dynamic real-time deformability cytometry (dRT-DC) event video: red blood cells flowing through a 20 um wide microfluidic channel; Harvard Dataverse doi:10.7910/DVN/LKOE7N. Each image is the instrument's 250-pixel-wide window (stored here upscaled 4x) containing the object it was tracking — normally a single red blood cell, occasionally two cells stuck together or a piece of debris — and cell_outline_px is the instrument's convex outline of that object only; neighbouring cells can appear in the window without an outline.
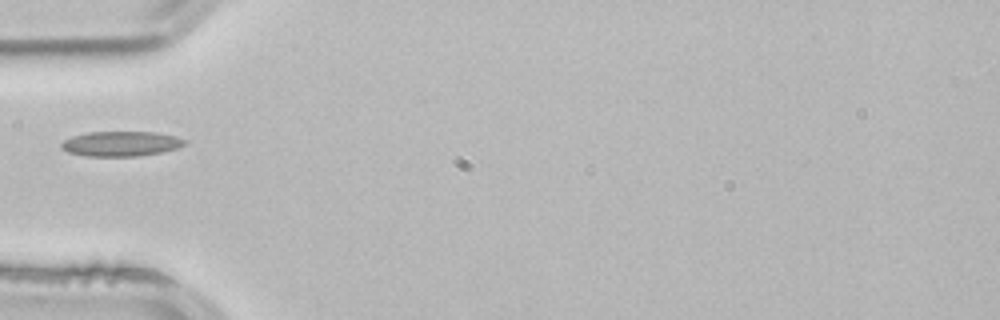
{"species": "common noctule bat (a hibernating species)", "species_latin": "Nyctalus noctula", "temperature_condition": "room temperature", "stored_images_in_passage": 1, "camera_frame_rate_fps": 3000, "um_per_image_px": 0.085, "animal": {"sex": "male", "body_mass_g": 21.5, "forearm_length_mm": 52.0}, "frame": {"image": 1, "passage_image": 1, "time_ms": 0.0, "image_size_px": [1000, 320], "cell_outline_px": [[188, 144], [176, 148], [160, 152], [136, 156], [88, 156], [68, 152], [60, 144], [64, 140], [72, 136], [88, 132], [156, 132], [176, 136], [188, 140]], "centroid_in_image_um": [10.33, 12.21], "position_along_channel_um": 74.7, "area_um2": 17.86}}